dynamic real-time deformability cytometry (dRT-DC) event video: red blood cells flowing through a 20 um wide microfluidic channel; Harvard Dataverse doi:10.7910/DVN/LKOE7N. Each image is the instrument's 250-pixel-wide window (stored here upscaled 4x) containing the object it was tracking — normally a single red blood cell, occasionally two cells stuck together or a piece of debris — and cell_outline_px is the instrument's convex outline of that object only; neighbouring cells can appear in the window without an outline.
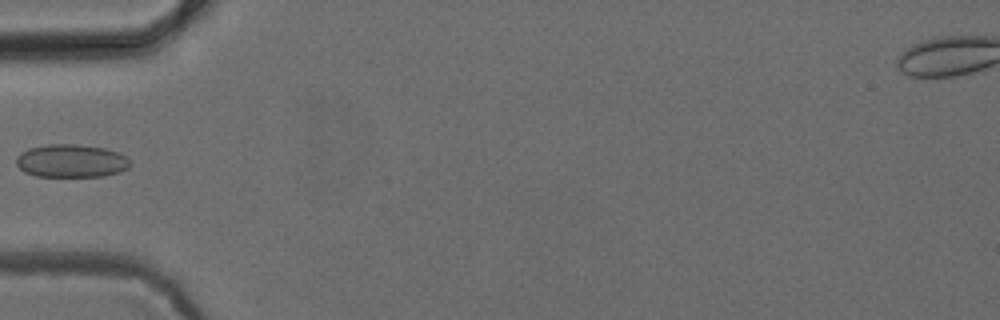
{"species": "common noctule bat (a hibernating species)", "species_latin": "Nyctalus noctula", "temperature_condition": "cold", "stored_images_in_passage": 5, "camera_frame_rate_fps": 3000, "um_per_image_px": 0.085, "animal": {"sex": "female", "body_mass_g": 24.6, "forearm_length_mm": 56.2}, "frame": {"image": 1, "passage_image": 4, "time_ms": 3.667, "image_size_px": [1000, 320], "cell_outline_px": [[132, 164], [128, 168], [120, 172], [104, 176], [36, 176], [24, 172], [16, 164], [16, 156], [20, 152], [28, 148], [48, 144], [80, 144], [104, 148], [120, 152], [132, 160]], "centroid_in_image_um": [6.08, 13.67], "position_along_channel_um": 78.9, "area_um2": 22.31}}
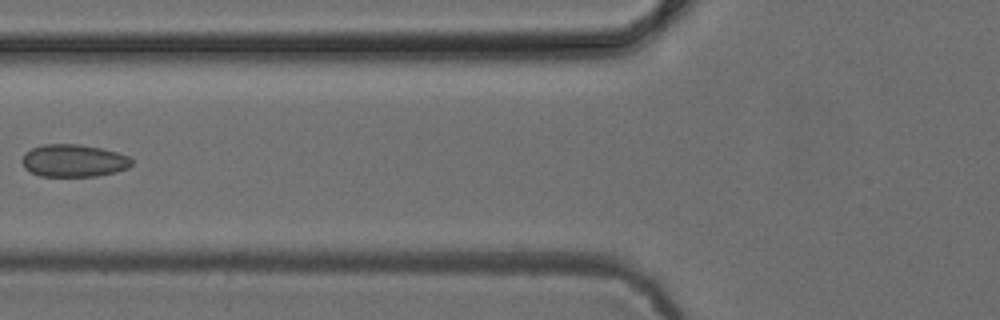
{"frame": {"image": 2, "passage_image": 5, "time_ms": 4.667, "image_size_px": [1000, 320], "cell_outline_px": [[132, 164], [128, 168], [96, 176], [40, 176], [24, 168], [20, 160], [24, 152], [32, 148], [44, 144], [80, 144], [100, 148], [116, 152], [128, 156], [132, 160]], "centroid_in_image_um": [6.21, 13.65], "position_along_channel_um": 119.6, "area_um2": 20.75}}